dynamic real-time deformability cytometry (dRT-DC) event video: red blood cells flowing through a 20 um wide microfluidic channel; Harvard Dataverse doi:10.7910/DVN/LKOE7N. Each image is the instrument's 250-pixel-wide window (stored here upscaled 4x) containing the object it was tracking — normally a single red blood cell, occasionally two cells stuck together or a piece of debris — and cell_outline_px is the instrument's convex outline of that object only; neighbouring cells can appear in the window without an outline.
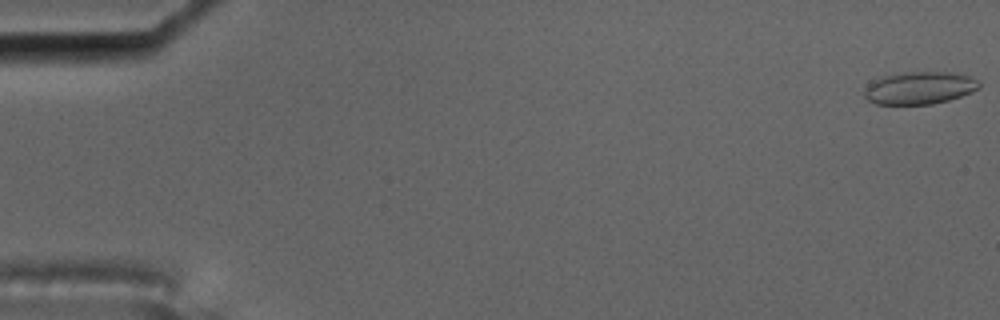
{"species": "common noctule bat (a hibernating species)", "species_latin": "Nyctalus noctula", "temperature_condition": "cold", "stored_images_in_passage": 8, "camera_frame_rate_fps": 3000, "um_per_image_px": 0.085, "animal": {"sex": "male", "body_mass_g": 17.5, "forearm_length_mm": 52.3}, "frame": {"image": 1, "passage_image": 1, "time_ms": 0.0, "image_size_px": [1000, 320], "cell_outline_px": [[980, 88], [972, 92], [948, 100], [932, 104], [876, 104], [868, 100], [864, 96], [864, 88], [872, 80], [880, 76], [904, 72], [952, 72], [972, 76], [980, 80]], "centroid_in_image_um": [78.16, 7.46], "position_along_channel_um": 6.8, "area_um2": 22.08}}